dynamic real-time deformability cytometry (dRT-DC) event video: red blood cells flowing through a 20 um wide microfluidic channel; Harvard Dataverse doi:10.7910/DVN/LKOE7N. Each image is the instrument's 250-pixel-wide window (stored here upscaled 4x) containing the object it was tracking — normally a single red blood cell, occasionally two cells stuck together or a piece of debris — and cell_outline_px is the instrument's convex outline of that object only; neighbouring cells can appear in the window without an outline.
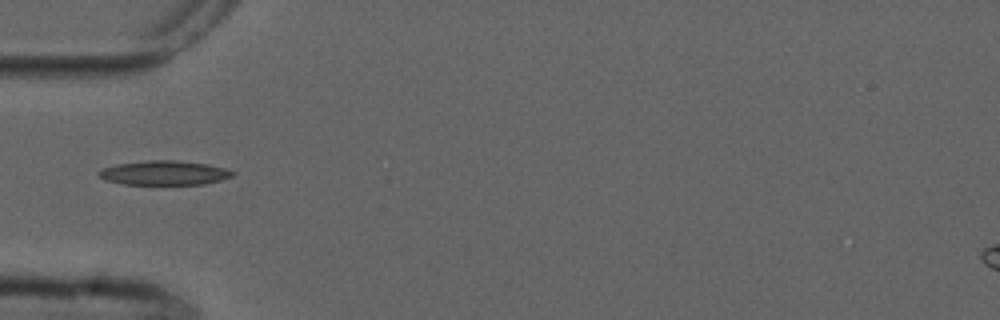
{"species": "common noctule bat (a hibernating species)", "species_latin": "Nyctalus noctula", "temperature_condition": "cold", "stored_images_in_passage": 1, "camera_frame_rate_fps": 3000, "um_per_image_px": 0.085, "animal": {"sex": "male", "forearm_length_mm": 52.5}, "frame": {"image": 1, "passage_image": 1, "time_ms": 0.0, "image_size_px": [1000, 320], "cell_outline_px": [[236, 172], [232, 176], [220, 180], [204, 184], [124, 184], [104, 180], [96, 172], [104, 168], [116, 164], [144, 160], [176, 160], [204, 164], [224, 168]], "centroid_in_image_um": [13.92, 14.69], "position_along_channel_um": 71.1, "area_um2": 18.84}}